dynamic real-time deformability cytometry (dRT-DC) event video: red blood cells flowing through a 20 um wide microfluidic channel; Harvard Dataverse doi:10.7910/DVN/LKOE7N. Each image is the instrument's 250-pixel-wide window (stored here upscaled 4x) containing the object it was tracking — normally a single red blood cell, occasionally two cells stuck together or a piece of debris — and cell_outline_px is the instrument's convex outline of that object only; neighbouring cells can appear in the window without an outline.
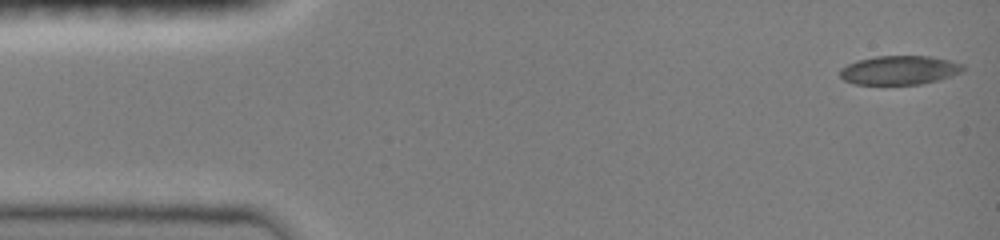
{"species": "common noctule bat (a hibernating species)", "species_latin": "Nyctalus noctula", "temperature_condition": "room temperature", "stored_images_in_passage": 14, "camera_frame_rate_fps": 3000, "um_per_image_px": 0.085, "animal": {"sex": "female", "body_mass_g": 19.0, "forearm_length_mm": 51.5}, "frame": {"image": 1, "passage_image": 1, "time_ms": 0.0, "image_size_px": [1000, 240], "cell_outline_px": [[964, 68], [960, 72], [952, 76], [940, 80], [920, 84], [852, 84], [844, 80], [840, 76], [840, 68], [856, 60], [876, 56], [928, 56], [948, 60], [964, 64]], "centroid_in_image_um": [76.43, 5.96], "position_along_channel_um": 8.6, "area_um2": 20.81}}
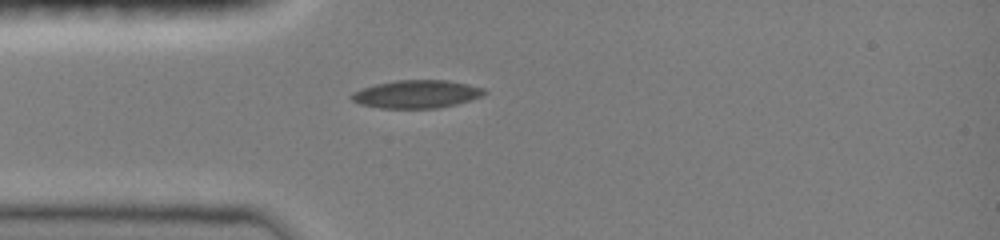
{"frame": {"image": 2, "passage_image": 10, "time_ms": 3.667, "image_size_px": [1000, 240], "cell_outline_px": [[488, 92], [484, 96], [456, 104], [436, 108], [380, 108], [360, 104], [352, 100], [348, 96], [352, 92], [360, 88], [376, 84], [396, 80], [448, 80], [468, 84], [484, 88]], "centroid_in_image_um": [35.4, 7.99], "position_along_channel_um": 49.6, "area_um2": 21.85}}
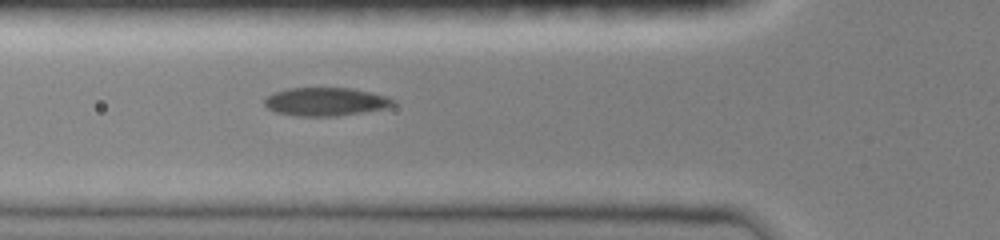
{"frame": {"image": 3, "passage_image": 14, "time_ms": 5.0, "image_size_px": [1000, 240], "cell_outline_px": [[396, 104], [384, 108], [336, 116], [296, 116], [276, 112], [268, 108], [264, 104], [264, 100], [268, 96], [276, 92], [288, 88], [352, 88], [372, 92], [388, 96], [396, 100]], "centroid_in_image_um": [27.7, 8.64], "position_along_channel_um": 98.1, "area_um2": 21.15}}